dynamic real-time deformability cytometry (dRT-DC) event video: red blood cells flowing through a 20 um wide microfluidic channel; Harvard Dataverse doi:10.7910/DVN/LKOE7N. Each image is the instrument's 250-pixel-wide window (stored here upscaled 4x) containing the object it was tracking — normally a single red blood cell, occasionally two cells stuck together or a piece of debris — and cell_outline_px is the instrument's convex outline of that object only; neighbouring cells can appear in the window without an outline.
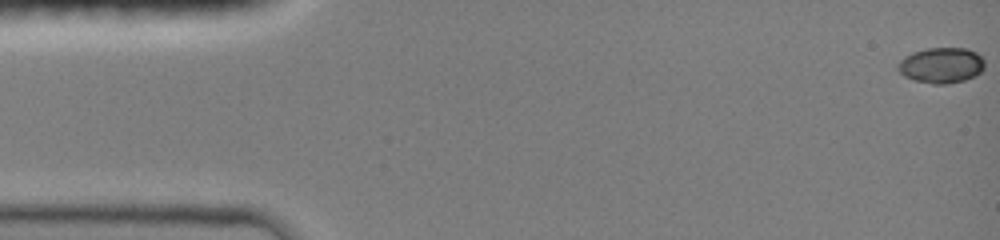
{"species": "common noctule bat (a hibernating species)", "species_latin": "Nyctalus noctula", "temperature_condition": "room temperature", "stored_images_in_passage": 48, "camera_frame_rate_fps": 3000, "um_per_image_px": 0.085, "animal": {"sex": "female", "body_mass_g": 19.0, "forearm_length_mm": 51.5}, "frame": {"image": 1, "passage_image": 1, "time_ms": 0.0, "image_size_px": [1000, 240], "cell_outline_px": [[984, 68], [976, 76], [964, 80], [944, 84], [932, 84], [916, 80], [904, 76], [896, 68], [896, 64], [904, 56], [912, 52], [928, 48], [964, 48], [976, 52], [984, 60]], "centroid_in_image_um": [79.99, 5.54], "position_along_channel_um": 5.0, "area_um2": 18.03}}
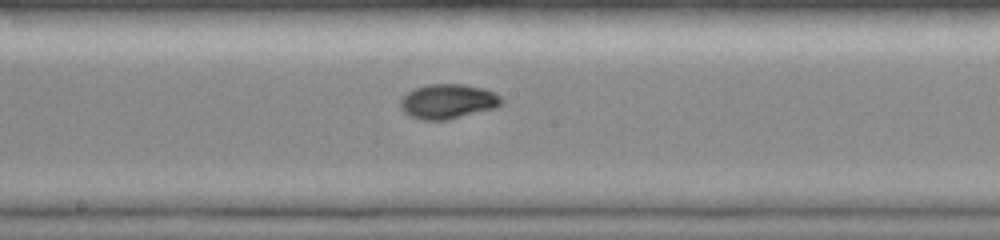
{"frame": {"image": 2, "passage_image": 26, "time_ms": 8.333, "image_size_px": [1000, 240], "cell_outline_px": [[504, 104], [496, 108], [448, 120], [420, 120], [404, 112], [400, 108], [400, 100], [412, 88], [428, 84], [464, 84], [484, 88], [496, 92], [504, 100]], "centroid_in_image_um": [38.11, 8.61], "position_along_channel_um": 210.1, "area_um2": 20.81}}
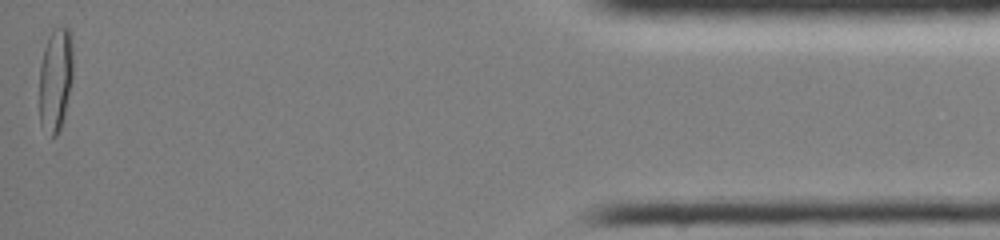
{"frame": {"image": 3, "passage_image": 48, "time_ms": 15.667, "image_size_px": [1000, 240], "cell_outline_px": [[72, 80], [64, 120], [56, 136], [52, 136], [40, 124], [40, 64], [44, 48], [48, 36], [60, 24], [68, 28], [72, 32]], "centroid_in_image_um": [4.74, 6.71], "position_along_channel_um": 430.5, "area_um2": 20.58}, "authors_computed_cell_mechanics": {"area_um2": 19.2185, "velocity_mm_per_s": 4.05, "shape_relaxation_time_tau1_ms": 5.7154, "shape_relaxation_time_tau2_ms": 1.7028, "deformation_change_tau1": 0.2192, "deformation_change_tau2": 0.0351}}